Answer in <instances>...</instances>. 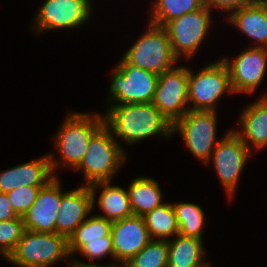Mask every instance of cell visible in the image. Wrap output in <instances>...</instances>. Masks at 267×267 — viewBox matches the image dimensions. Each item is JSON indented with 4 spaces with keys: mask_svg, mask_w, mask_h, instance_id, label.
<instances>
[{
    "mask_svg": "<svg viewBox=\"0 0 267 267\" xmlns=\"http://www.w3.org/2000/svg\"><path fill=\"white\" fill-rule=\"evenodd\" d=\"M144 221L151 239L167 240L169 236L179 234L177 218L171 203H163L153 211L146 213Z\"/></svg>",
    "mask_w": 267,
    "mask_h": 267,
    "instance_id": "cb8c5ba5",
    "label": "cell"
},
{
    "mask_svg": "<svg viewBox=\"0 0 267 267\" xmlns=\"http://www.w3.org/2000/svg\"><path fill=\"white\" fill-rule=\"evenodd\" d=\"M103 118L111 133L130 145L150 136L161 134L168 138L173 134V124L152 102L112 104Z\"/></svg>",
    "mask_w": 267,
    "mask_h": 267,
    "instance_id": "6da1fadb",
    "label": "cell"
},
{
    "mask_svg": "<svg viewBox=\"0 0 267 267\" xmlns=\"http://www.w3.org/2000/svg\"><path fill=\"white\" fill-rule=\"evenodd\" d=\"M58 176L42 187L33 205L22 217L25 230L37 233H56V219L61 201Z\"/></svg>",
    "mask_w": 267,
    "mask_h": 267,
    "instance_id": "9a60e30c",
    "label": "cell"
},
{
    "mask_svg": "<svg viewBox=\"0 0 267 267\" xmlns=\"http://www.w3.org/2000/svg\"><path fill=\"white\" fill-rule=\"evenodd\" d=\"M111 237L115 261H120V267L152 240L143 216L138 215L112 222Z\"/></svg>",
    "mask_w": 267,
    "mask_h": 267,
    "instance_id": "2e32d148",
    "label": "cell"
},
{
    "mask_svg": "<svg viewBox=\"0 0 267 267\" xmlns=\"http://www.w3.org/2000/svg\"><path fill=\"white\" fill-rule=\"evenodd\" d=\"M70 267H120L118 264H111V265H107V266H99L96 264H89V263H84V262H80L78 260H71L70 261Z\"/></svg>",
    "mask_w": 267,
    "mask_h": 267,
    "instance_id": "d6a6232c",
    "label": "cell"
},
{
    "mask_svg": "<svg viewBox=\"0 0 267 267\" xmlns=\"http://www.w3.org/2000/svg\"><path fill=\"white\" fill-rule=\"evenodd\" d=\"M122 267H168V239H152Z\"/></svg>",
    "mask_w": 267,
    "mask_h": 267,
    "instance_id": "4316f807",
    "label": "cell"
},
{
    "mask_svg": "<svg viewBox=\"0 0 267 267\" xmlns=\"http://www.w3.org/2000/svg\"><path fill=\"white\" fill-rule=\"evenodd\" d=\"M69 255L67 237L25 230L7 260L18 267H49Z\"/></svg>",
    "mask_w": 267,
    "mask_h": 267,
    "instance_id": "277c9868",
    "label": "cell"
},
{
    "mask_svg": "<svg viewBox=\"0 0 267 267\" xmlns=\"http://www.w3.org/2000/svg\"><path fill=\"white\" fill-rule=\"evenodd\" d=\"M125 154L111 131L103 125L90 139L87 151L75 170L83 171L86 185L111 181L124 164Z\"/></svg>",
    "mask_w": 267,
    "mask_h": 267,
    "instance_id": "7a4b0ae2",
    "label": "cell"
},
{
    "mask_svg": "<svg viewBox=\"0 0 267 267\" xmlns=\"http://www.w3.org/2000/svg\"><path fill=\"white\" fill-rule=\"evenodd\" d=\"M262 2V4L265 6V8L267 9V0H260Z\"/></svg>",
    "mask_w": 267,
    "mask_h": 267,
    "instance_id": "836d02e7",
    "label": "cell"
},
{
    "mask_svg": "<svg viewBox=\"0 0 267 267\" xmlns=\"http://www.w3.org/2000/svg\"><path fill=\"white\" fill-rule=\"evenodd\" d=\"M203 240L180 234L168 239V267H205Z\"/></svg>",
    "mask_w": 267,
    "mask_h": 267,
    "instance_id": "44dd1931",
    "label": "cell"
},
{
    "mask_svg": "<svg viewBox=\"0 0 267 267\" xmlns=\"http://www.w3.org/2000/svg\"><path fill=\"white\" fill-rule=\"evenodd\" d=\"M129 185L127 193L133 215L144 216L163 204L161 188L151 177H138Z\"/></svg>",
    "mask_w": 267,
    "mask_h": 267,
    "instance_id": "7402d4cb",
    "label": "cell"
},
{
    "mask_svg": "<svg viewBox=\"0 0 267 267\" xmlns=\"http://www.w3.org/2000/svg\"><path fill=\"white\" fill-rule=\"evenodd\" d=\"M42 187L44 186H23L7 193L11 206L18 216L25 215Z\"/></svg>",
    "mask_w": 267,
    "mask_h": 267,
    "instance_id": "f1b7e54d",
    "label": "cell"
},
{
    "mask_svg": "<svg viewBox=\"0 0 267 267\" xmlns=\"http://www.w3.org/2000/svg\"><path fill=\"white\" fill-rule=\"evenodd\" d=\"M159 75L135 67L123 58L114 69L109 101L117 104L153 102Z\"/></svg>",
    "mask_w": 267,
    "mask_h": 267,
    "instance_id": "8992f818",
    "label": "cell"
},
{
    "mask_svg": "<svg viewBox=\"0 0 267 267\" xmlns=\"http://www.w3.org/2000/svg\"><path fill=\"white\" fill-rule=\"evenodd\" d=\"M39 8L33 28L36 33L59 28H77L88 21L92 12L89 0H45Z\"/></svg>",
    "mask_w": 267,
    "mask_h": 267,
    "instance_id": "7c38bea8",
    "label": "cell"
},
{
    "mask_svg": "<svg viewBox=\"0 0 267 267\" xmlns=\"http://www.w3.org/2000/svg\"><path fill=\"white\" fill-rule=\"evenodd\" d=\"M78 252L93 261L102 259L106 255L115 259L111 234L106 236V241L86 242Z\"/></svg>",
    "mask_w": 267,
    "mask_h": 267,
    "instance_id": "f546056e",
    "label": "cell"
},
{
    "mask_svg": "<svg viewBox=\"0 0 267 267\" xmlns=\"http://www.w3.org/2000/svg\"><path fill=\"white\" fill-rule=\"evenodd\" d=\"M150 23L165 26L171 20L201 9L203 0H155Z\"/></svg>",
    "mask_w": 267,
    "mask_h": 267,
    "instance_id": "d4e9b609",
    "label": "cell"
},
{
    "mask_svg": "<svg viewBox=\"0 0 267 267\" xmlns=\"http://www.w3.org/2000/svg\"><path fill=\"white\" fill-rule=\"evenodd\" d=\"M228 68L233 93H253L267 69V48L247 47L234 60L223 58Z\"/></svg>",
    "mask_w": 267,
    "mask_h": 267,
    "instance_id": "4fadbf2b",
    "label": "cell"
},
{
    "mask_svg": "<svg viewBox=\"0 0 267 267\" xmlns=\"http://www.w3.org/2000/svg\"><path fill=\"white\" fill-rule=\"evenodd\" d=\"M110 182L111 181H101L88 185L93 198V207L96 201V190L98 188H103L101 189L102 192L98 199V205L105 214L97 216L114 222L133 215L127 189L125 190L119 186H111Z\"/></svg>",
    "mask_w": 267,
    "mask_h": 267,
    "instance_id": "ffe728a7",
    "label": "cell"
},
{
    "mask_svg": "<svg viewBox=\"0 0 267 267\" xmlns=\"http://www.w3.org/2000/svg\"><path fill=\"white\" fill-rule=\"evenodd\" d=\"M233 93L229 71L222 59L208 64L196 74L188 69L189 110L216 111V102L225 93Z\"/></svg>",
    "mask_w": 267,
    "mask_h": 267,
    "instance_id": "52a82bcc",
    "label": "cell"
},
{
    "mask_svg": "<svg viewBox=\"0 0 267 267\" xmlns=\"http://www.w3.org/2000/svg\"><path fill=\"white\" fill-rule=\"evenodd\" d=\"M19 216L13 210L7 193H0V221L11 220Z\"/></svg>",
    "mask_w": 267,
    "mask_h": 267,
    "instance_id": "1f68e13d",
    "label": "cell"
},
{
    "mask_svg": "<svg viewBox=\"0 0 267 267\" xmlns=\"http://www.w3.org/2000/svg\"><path fill=\"white\" fill-rule=\"evenodd\" d=\"M112 222L94 215L87 218L68 238L70 255L77 252L86 242L106 241L111 234Z\"/></svg>",
    "mask_w": 267,
    "mask_h": 267,
    "instance_id": "603a6c76",
    "label": "cell"
},
{
    "mask_svg": "<svg viewBox=\"0 0 267 267\" xmlns=\"http://www.w3.org/2000/svg\"><path fill=\"white\" fill-rule=\"evenodd\" d=\"M152 103L170 123L179 120L189 110L188 68L174 66L160 74Z\"/></svg>",
    "mask_w": 267,
    "mask_h": 267,
    "instance_id": "8fae6325",
    "label": "cell"
},
{
    "mask_svg": "<svg viewBox=\"0 0 267 267\" xmlns=\"http://www.w3.org/2000/svg\"><path fill=\"white\" fill-rule=\"evenodd\" d=\"M211 10L205 5L168 22L166 28L174 56L188 59L195 54L210 29Z\"/></svg>",
    "mask_w": 267,
    "mask_h": 267,
    "instance_id": "9c48e42d",
    "label": "cell"
},
{
    "mask_svg": "<svg viewBox=\"0 0 267 267\" xmlns=\"http://www.w3.org/2000/svg\"><path fill=\"white\" fill-rule=\"evenodd\" d=\"M239 122L242 130H234L244 144L256 151L267 146V94L251 103L240 115ZM250 144V145H249Z\"/></svg>",
    "mask_w": 267,
    "mask_h": 267,
    "instance_id": "ac0fdd59",
    "label": "cell"
},
{
    "mask_svg": "<svg viewBox=\"0 0 267 267\" xmlns=\"http://www.w3.org/2000/svg\"><path fill=\"white\" fill-rule=\"evenodd\" d=\"M223 137L217 143L208 163L213 161L218 178L231 198L234 196L240 174L252 151L234 130L229 131Z\"/></svg>",
    "mask_w": 267,
    "mask_h": 267,
    "instance_id": "30bf717a",
    "label": "cell"
},
{
    "mask_svg": "<svg viewBox=\"0 0 267 267\" xmlns=\"http://www.w3.org/2000/svg\"><path fill=\"white\" fill-rule=\"evenodd\" d=\"M252 0H203V4L209 8H218L223 11H235L249 4Z\"/></svg>",
    "mask_w": 267,
    "mask_h": 267,
    "instance_id": "4dcf8cb0",
    "label": "cell"
},
{
    "mask_svg": "<svg viewBox=\"0 0 267 267\" xmlns=\"http://www.w3.org/2000/svg\"><path fill=\"white\" fill-rule=\"evenodd\" d=\"M179 234L186 237H194L203 240L204 212L199 205L189 202L172 204Z\"/></svg>",
    "mask_w": 267,
    "mask_h": 267,
    "instance_id": "484cf974",
    "label": "cell"
},
{
    "mask_svg": "<svg viewBox=\"0 0 267 267\" xmlns=\"http://www.w3.org/2000/svg\"><path fill=\"white\" fill-rule=\"evenodd\" d=\"M93 208V198L88 185L72 191L62 192L59 212L56 219V233L67 238L87 218Z\"/></svg>",
    "mask_w": 267,
    "mask_h": 267,
    "instance_id": "e0dca14e",
    "label": "cell"
},
{
    "mask_svg": "<svg viewBox=\"0 0 267 267\" xmlns=\"http://www.w3.org/2000/svg\"><path fill=\"white\" fill-rule=\"evenodd\" d=\"M61 162L53 154L19 164L0 173V193H8L25 186H46Z\"/></svg>",
    "mask_w": 267,
    "mask_h": 267,
    "instance_id": "5bb4252c",
    "label": "cell"
},
{
    "mask_svg": "<svg viewBox=\"0 0 267 267\" xmlns=\"http://www.w3.org/2000/svg\"><path fill=\"white\" fill-rule=\"evenodd\" d=\"M104 125L100 114L69 113L55 136V146L65 167L76 169L81 163L92 136Z\"/></svg>",
    "mask_w": 267,
    "mask_h": 267,
    "instance_id": "3957f363",
    "label": "cell"
},
{
    "mask_svg": "<svg viewBox=\"0 0 267 267\" xmlns=\"http://www.w3.org/2000/svg\"><path fill=\"white\" fill-rule=\"evenodd\" d=\"M216 111L188 110L173 124L174 132H180L185 141V146L199 160L208 164L216 141Z\"/></svg>",
    "mask_w": 267,
    "mask_h": 267,
    "instance_id": "ba28073f",
    "label": "cell"
},
{
    "mask_svg": "<svg viewBox=\"0 0 267 267\" xmlns=\"http://www.w3.org/2000/svg\"><path fill=\"white\" fill-rule=\"evenodd\" d=\"M24 232L25 226L21 216L0 221V254L7 259L14 251Z\"/></svg>",
    "mask_w": 267,
    "mask_h": 267,
    "instance_id": "83f0119b",
    "label": "cell"
},
{
    "mask_svg": "<svg viewBox=\"0 0 267 267\" xmlns=\"http://www.w3.org/2000/svg\"><path fill=\"white\" fill-rule=\"evenodd\" d=\"M148 26L147 31L122 58L135 67L160 75L174 68L173 65L178 59L172 52L166 28L150 22Z\"/></svg>",
    "mask_w": 267,
    "mask_h": 267,
    "instance_id": "5b68a950",
    "label": "cell"
},
{
    "mask_svg": "<svg viewBox=\"0 0 267 267\" xmlns=\"http://www.w3.org/2000/svg\"><path fill=\"white\" fill-rule=\"evenodd\" d=\"M227 20L251 39L259 41L255 47L267 48V9L260 0H252L231 12Z\"/></svg>",
    "mask_w": 267,
    "mask_h": 267,
    "instance_id": "d6986e66",
    "label": "cell"
}]
</instances>
